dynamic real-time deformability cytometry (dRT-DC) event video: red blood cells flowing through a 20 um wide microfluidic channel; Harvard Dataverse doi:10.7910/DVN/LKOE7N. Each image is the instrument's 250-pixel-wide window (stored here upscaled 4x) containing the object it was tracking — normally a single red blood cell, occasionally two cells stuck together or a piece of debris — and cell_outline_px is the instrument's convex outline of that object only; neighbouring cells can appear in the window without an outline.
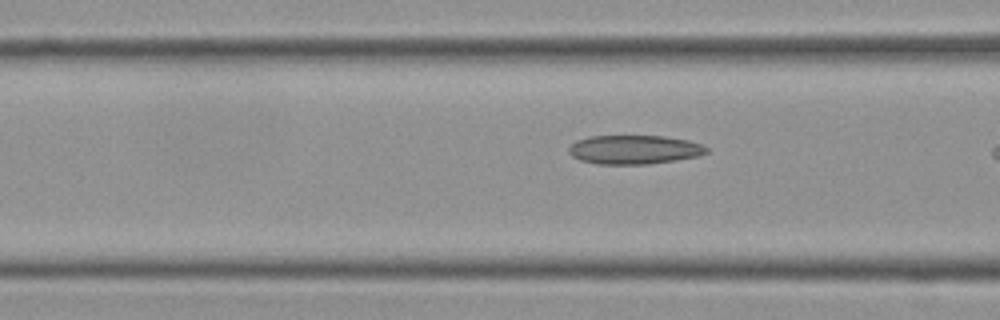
{"species": "Egyptian fruit bat (a non-hibernating species)", "species_latin": "Rousettus aegyptiacus", "temperature_condition": "cold", "stored_images_in_passage": 6, "camera_frame_rate_fps": 3000, "um_per_image_px": 0.085, "frame": {"image": 1, "passage_image": 4, "time_ms": 1.0, "image_size_px": [1000, 320], "cell_outline_px": [[708, 152], [696, 156], [676, 160], [648, 164], [596, 164], [580, 160], [572, 156], [568, 152], [568, 148], [576, 140], [588, 136], [664, 136], [688, 140], [700, 144], [708, 148]], "centroid_in_image_um": [53.87, 12.71], "position_along_channel_um": 112.7, "area_um2": 23.24}}